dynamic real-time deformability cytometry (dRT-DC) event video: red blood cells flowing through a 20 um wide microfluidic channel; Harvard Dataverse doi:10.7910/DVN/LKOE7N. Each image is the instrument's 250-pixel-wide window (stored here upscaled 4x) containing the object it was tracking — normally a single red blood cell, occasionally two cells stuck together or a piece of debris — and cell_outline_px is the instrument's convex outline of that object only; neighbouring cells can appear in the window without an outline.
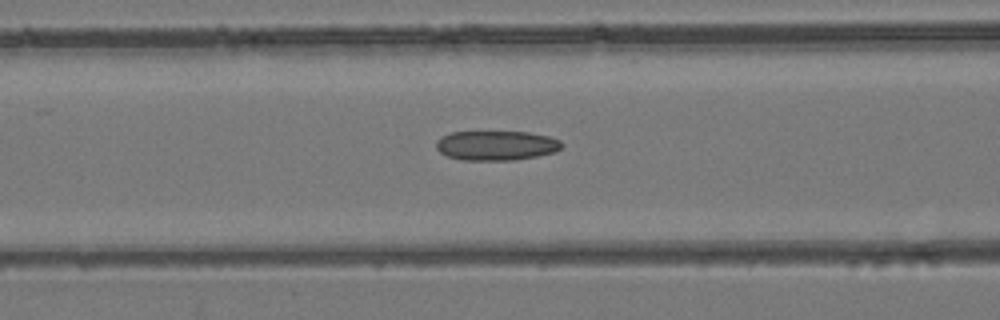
{"species": "common noctule bat (a hibernating species)", "species_latin": "Nyctalus noctula", "temperature_condition": "room temperature", "stored_images_in_passage": 35, "camera_frame_rate_fps": 3000, "um_per_image_px": 0.085, "animal": {"sex": "female", "body_mass_g": 24.6, "forearm_length_mm": 56.2}, "frame": {"image": 1, "passage_image": 7, "time_ms": 2.0, "image_size_px": [1000, 320], "cell_outline_px": [[564, 144], [556, 152], [536, 156], [512, 160], [460, 160], [448, 156], [440, 152], [436, 148], [436, 140], [452, 132], [528, 132], [548, 136], [560, 140]], "centroid_in_image_um": [42.19, 12.37], "position_along_channel_um": 124.4, "area_um2": 21.62}}
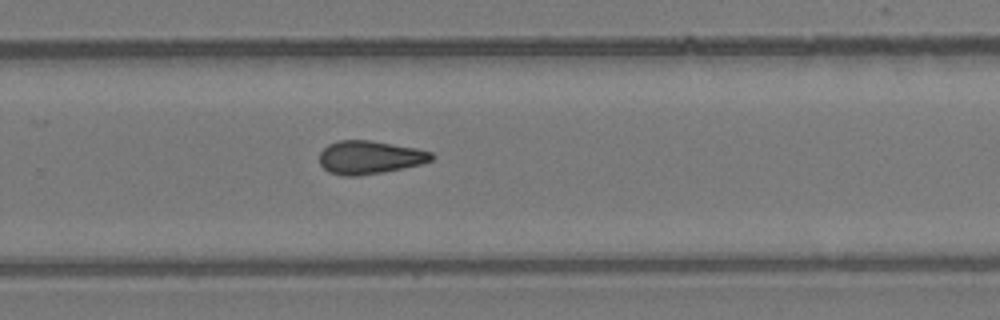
{"frame": {"image": 2, "passage_image": 19, "time_ms": 6.0, "image_size_px": [1000, 320], "cell_outline_px": [[436, 156], [432, 160], [420, 164], [404, 168], [384, 172], [356, 176], [344, 176], [328, 172], [320, 164], [320, 152], [328, 144], [336, 140], [368, 140], [416, 148], [432, 152]], "centroid_in_image_um": [31.42, 13.38], "position_along_channel_um": 298.4, "area_um2": 21.79}}
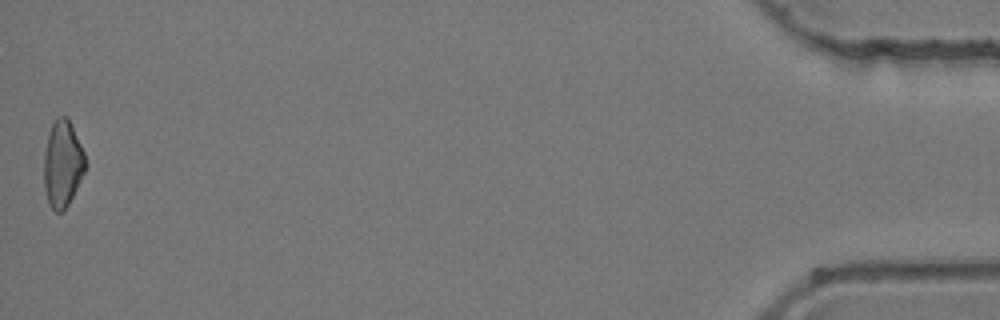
{"frame": {"image": 3, "passage_image": 35, "time_ms": 11.333, "image_size_px": [1000, 320], "cell_outline_px": [[88, 164], [64, 212], [56, 212], [48, 204], [44, 188], [44, 156], [48, 136], [52, 124], [56, 116], [68, 116], [84, 152]], "centroid_in_image_um": [5.32, 13.92], "position_along_channel_um": 429.9, "area_um2": 20.98}}